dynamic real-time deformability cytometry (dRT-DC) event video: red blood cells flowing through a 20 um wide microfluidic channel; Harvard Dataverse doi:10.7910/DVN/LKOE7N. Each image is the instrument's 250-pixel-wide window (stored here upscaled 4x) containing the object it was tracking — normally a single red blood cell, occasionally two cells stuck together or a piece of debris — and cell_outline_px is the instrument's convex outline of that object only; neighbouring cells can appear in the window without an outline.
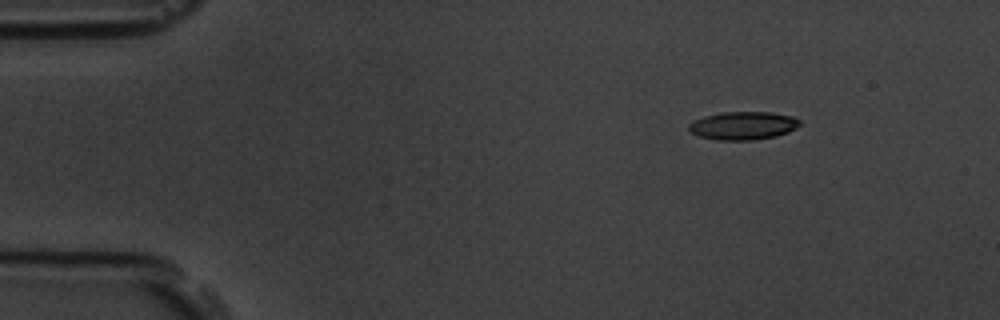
{"species": "common noctule bat (a hibernating species)", "species_latin": "Nyctalus noctula", "temperature_condition": "room temperature", "stored_images_in_passage": 3, "camera_frame_rate_fps": 3000, "um_per_image_px": 0.085, "animal": {"sex": "male", "body_mass_g": 19.5, "forearm_length_mm": 54.6}, "frame": {"image": 1, "passage_image": 1, "time_ms": 0.0, "image_size_px": [1000, 320], "cell_outline_px": [[800, 124], [796, 128], [788, 132], [776, 136], [752, 140], [716, 140], [700, 136], [692, 132], [688, 128], [688, 124], [704, 116], [720, 112], [768, 112], [792, 116], [800, 120]], "centroid_in_image_um": [63.17, 10.68], "position_along_channel_um": 21.8, "area_um2": 18.09}}